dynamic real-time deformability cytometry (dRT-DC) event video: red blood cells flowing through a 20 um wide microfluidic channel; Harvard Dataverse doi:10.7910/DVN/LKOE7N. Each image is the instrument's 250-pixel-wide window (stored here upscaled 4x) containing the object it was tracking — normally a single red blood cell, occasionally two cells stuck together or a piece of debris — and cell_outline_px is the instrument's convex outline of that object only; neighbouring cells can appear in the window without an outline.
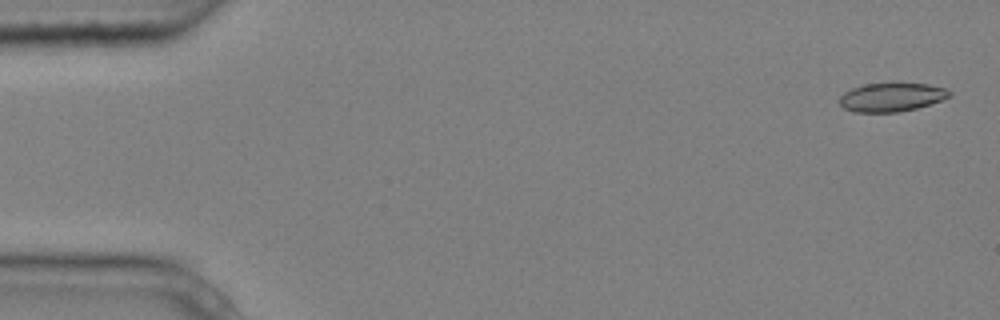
{"species": "common noctule bat (a hibernating species)", "species_latin": "Nyctalus noctula", "temperature_condition": "cold", "stored_images_in_passage": 5, "camera_frame_rate_fps": 3000, "um_per_image_px": 0.085, "animal": {"sex": "male", "body_mass_g": 20.4}, "frame": {"image": 1, "passage_image": 1, "time_ms": 0.0, "image_size_px": [1000, 320], "cell_outline_px": [[952, 96], [916, 108], [896, 112], [852, 112], [844, 108], [840, 104], [840, 96], [844, 92], [852, 88], [864, 84], [928, 84], [944, 88], [952, 92]], "centroid_in_image_um": [75.76, 8.27], "position_along_channel_um": 9.2, "area_um2": 18.09}}
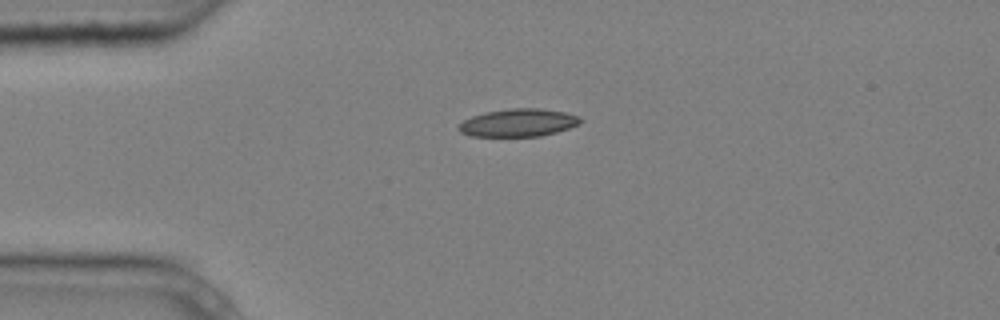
{"frame": {"image": 2, "passage_image": 4, "time_ms": 1.0, "image_size_px": [1000, 320], "cell_outline_px": [[584, 120], [580, 124], [556, 132], [540, 136], [468, 136], [460, 132], [456, 128], [464, 120], [472, 116], [484, 112], [512, 108], [540, 108], [564, 112], [580, 116]], "centroid_in_image_um": [44.06, 10.43], "position_along_channel_um": 40.9, "area_um2": 19.83}}